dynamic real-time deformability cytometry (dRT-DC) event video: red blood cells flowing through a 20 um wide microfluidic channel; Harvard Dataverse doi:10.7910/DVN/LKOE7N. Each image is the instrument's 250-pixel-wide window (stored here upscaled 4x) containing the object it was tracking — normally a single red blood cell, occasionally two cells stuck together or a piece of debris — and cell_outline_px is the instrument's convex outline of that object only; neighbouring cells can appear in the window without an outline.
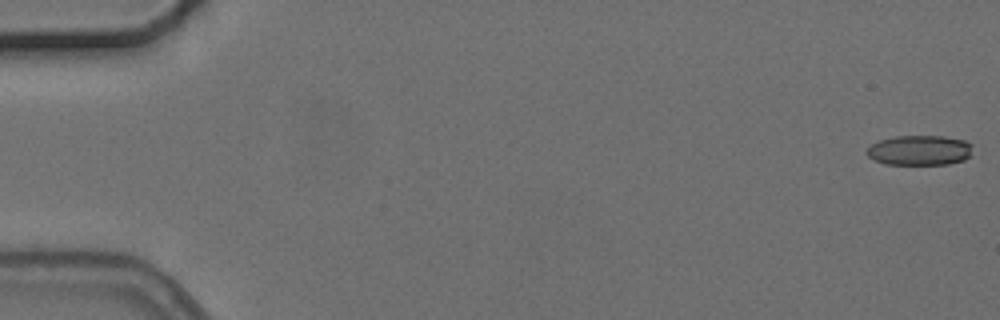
{"species": "common noctule bat (a hibernating species)", "species_latin": "Nyctalus noctula", "temperature_condition": "cold", "stored_images_in_passage": 6, "camera_frame_rate_fps": 3000, "um_per_image_px": 0.085, "animal": {"sex": "female", "body_mass_g": 24.6, "forearm_length_mm": 56.2}, "frame": {"image": 1, "passage_image": 1, "time_ms": 0.0, "image_size_px": [1000, 320], "cell_outline_px": [[972, 144], [968, 156], [964, 160], [948, 164], [884, 164], [868, 156], [864, 152], [872, 144], [880, 140], [892, 136], [944, 136], [964, 140]], "centroid_in_image_um": [78.14, 12.77], "position_along_channel_um": 6.9, "area_um2": 18.44}}
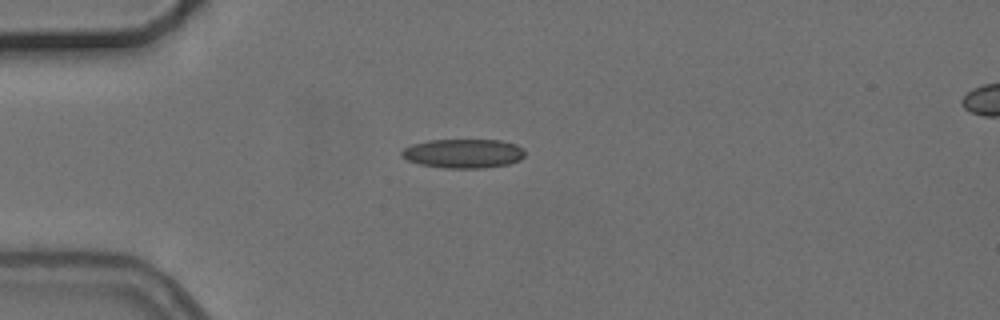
{"frame": {"image": 2, "passage_image": 5, "time_ms": 4.667, "image_size_px": [1000, 320], "cell_outline_px": [[524, 156], [520, 160], [508, 164], [484, 168], [444, 168], [420, 164], [408, 160], [400, 156], [400, 152], [404, 148], [412, 144], [428, 140], [500, 140], [516, 144], [524, 148]], "centroid_in_image_um": [39.38, 13.04], "position_along_channel_um": 45.6, "area_um2": 21.04}}